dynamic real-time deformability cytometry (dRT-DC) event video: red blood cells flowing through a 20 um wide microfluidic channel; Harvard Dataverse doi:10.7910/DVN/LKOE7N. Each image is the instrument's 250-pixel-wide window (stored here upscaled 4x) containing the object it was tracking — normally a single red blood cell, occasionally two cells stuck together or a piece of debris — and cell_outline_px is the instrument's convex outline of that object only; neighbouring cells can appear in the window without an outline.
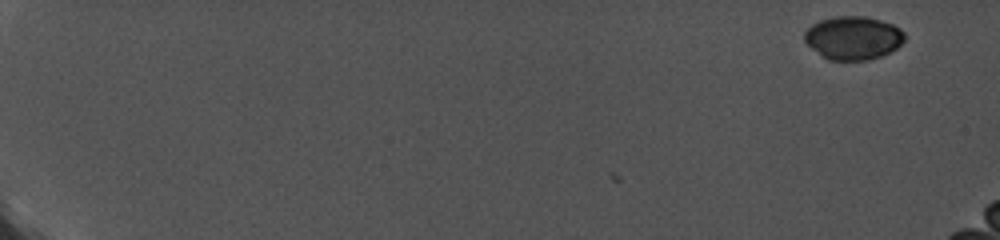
{"species": "common noctule bat (a hibernating species)", "species_latin": "Nyctalus noctula", "temperature_condition": "cold", "stored_images_in_passage": 4, "camera_frame_rate_fps": 5000, "um_per_image_px": 0.085, "animal": {"sex": "female", "body_mass_g": 19.0, "forearm_length_mm": 56.7}, "frame": {"image": 1, "passage_image": 4, "time_ms": 0.6, "image_size_px": [1000, 240], "cell_outline_px": [[904, 40], [896, 48], [880, 56], [868, 60], [828, 60], [812, 48], [804, 40], [804, 32], [812, 24], [820, 20], [836, 16], [864, 16], [880, 20], [892, 24], [900, 28], [904, 32]], "centroid_in_image_um": [72.51, 3.21], "position_along_channel_um": 12.5, "area_um2": 25.14}}